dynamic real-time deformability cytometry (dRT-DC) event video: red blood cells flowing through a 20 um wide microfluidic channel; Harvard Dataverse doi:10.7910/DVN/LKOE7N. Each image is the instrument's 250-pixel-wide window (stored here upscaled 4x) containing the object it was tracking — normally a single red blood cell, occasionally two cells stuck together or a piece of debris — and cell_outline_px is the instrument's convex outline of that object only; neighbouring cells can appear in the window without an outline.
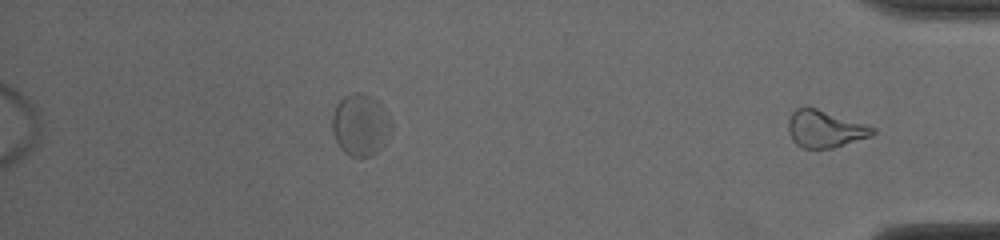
{"species": "common noctule bat (a hibernating species)", "species_latin": "Nyctalus noctula", "temperature_condition": "cold", "stored_images_in_passage": 44, "segment_of_instrument_passage": [2, 2], "camera_frame_rate_fps": 3000, "um_per_image_px": 0.085, "animal": {"sex": "male", "body_mass_g": 19.0, "forearm_length_mm": 50.8}, "frame": {"image": 1, "passage_image": 44, "time_ms": 14.333, "image_size_px": [1000, 240], "cell_outline_px": [[876, 132], [872, 136], [832, 148], [804, 148], [796, 144], [792, 140], [788, 128], [788, 120], [792, 112], [796, 108], [808, 104], [876, 128]], "centroid_in_image_um": [70.1, 10.92], "position_along_channel_um": 365.1, "area_um2": 18.55}}